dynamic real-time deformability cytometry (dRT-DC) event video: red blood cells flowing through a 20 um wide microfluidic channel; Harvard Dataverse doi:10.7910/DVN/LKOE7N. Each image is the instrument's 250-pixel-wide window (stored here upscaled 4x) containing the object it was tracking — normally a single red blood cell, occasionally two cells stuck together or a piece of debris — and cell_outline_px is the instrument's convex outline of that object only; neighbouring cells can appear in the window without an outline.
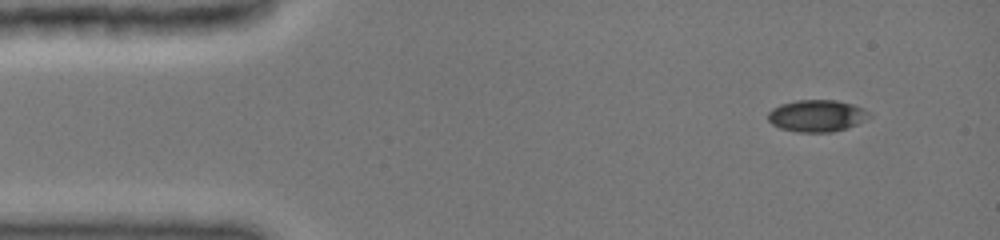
{"species": "common noctule bat (a hibernating species)", "species_latin": "Nyctalus noctula", "temperature_condition": "cold", "stored_images_in_passage": 24, "camera_frame_rate_fps": 3000, "um_per_image_px": 0.085, "animal": {"sex": "female", "body_mass_g": 19.0, "forearm_length_mm": 51.5}, "frame": {"image": 1, "passage_image": 1, "time_ms": 0.0, "image_size_px": [1000, 240], "cell_outline_px": [[872, 116], [848, 128], [832, 132], [796, 132], [780, 128], [772, 124], [768, 120], [768, 112], [772, 108], [780, 104], [796, 100], [836, 100], [852, 104], [872, 112]], "centroid_in_image_um": [69.43, 9.84], "position_along_channel_um": 15.6, "area_um2": 18.96}}
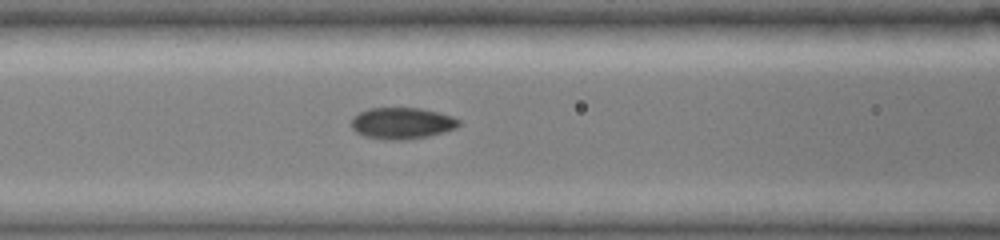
{"frame": {"image": 2, "passage_image": 10, "time_ms": 5.0, "image_size_px": [1000, 240], "cell_outline_px": [[460, 124], [456, 128], [444, 132], [428, 136], [408, 140], [384, 140], [364, 136], [356, 132], [352, 128], [352, 116], [368, 108], [420, 108], [452, 116], [460, 120]], "centroid_in_image_um": [34.15, 10.48], "position_along_channel_um": 132.4, "area_um2": 19.83}}
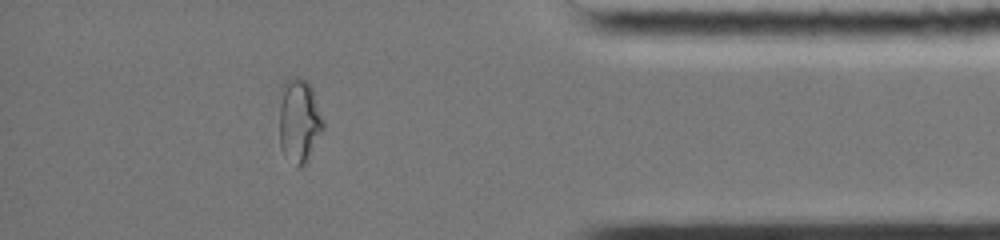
{"frame": {"image": 3, "passage_image": 21, "time_ms": 12.333, "image_size_px": [1000, 240], "cell_outline_px": [[324, 132], [308, 160], [300, 168], [296, 168], [284, 156], [280, 148], [280, 88], [288, 76], [296, 76], [304, 80], [312, 88], [324, 120]], "centroid_in_image_um": [25.43, 10.29], "position_along_channel_um": 409.8, "area_um2": 22.14}, "authors_computed_cell_mechanics": {"area_um2": 19.1029, "velocity_mm_per_s": 4.0451, "shape_relaxation_time_tau1_ms": 9.5246, "shape_relaxation_time_tau2_ms": 0.9254, "deformation_change_tau1": 0.2179, "deformation_change_tau2": 0.0305}}